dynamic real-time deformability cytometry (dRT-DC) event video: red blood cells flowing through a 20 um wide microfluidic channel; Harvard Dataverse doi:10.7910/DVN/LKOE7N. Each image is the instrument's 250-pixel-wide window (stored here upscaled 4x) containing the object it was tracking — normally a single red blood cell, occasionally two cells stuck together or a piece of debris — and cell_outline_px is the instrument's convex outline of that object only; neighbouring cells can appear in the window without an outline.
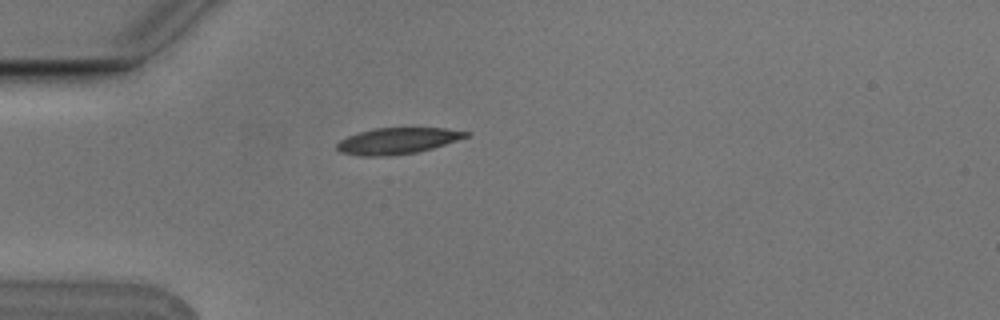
{"species": "Egyptian fruit bat (a non-hibernating species)", "species_latin": "Rousettus aegyptiacus", "temperature_condition": "cold", "stored_images_in_passage": 2, "camera_frame_rate_fps": 3000, "um_per_image_px": 0.085, "animal": {"sex": "male"}, "frame": {"image": 1, "passage_image": 1, "time_ms": 0.0, "image_size_px": [1000, 320], "cell_outline_px": [[472, 132], [468, 136], [432, 148], [416, 152], [388, 156], [360, 156], [340, 152], [336, 148], [336, 144], [340, 140], [348, 136], [360, 132], [376, 128], [444, 128]], "centroid_in_image_um": [33.76, 11.97], "position_along_channel_um": 51.2, "area_um2": 19.54}}